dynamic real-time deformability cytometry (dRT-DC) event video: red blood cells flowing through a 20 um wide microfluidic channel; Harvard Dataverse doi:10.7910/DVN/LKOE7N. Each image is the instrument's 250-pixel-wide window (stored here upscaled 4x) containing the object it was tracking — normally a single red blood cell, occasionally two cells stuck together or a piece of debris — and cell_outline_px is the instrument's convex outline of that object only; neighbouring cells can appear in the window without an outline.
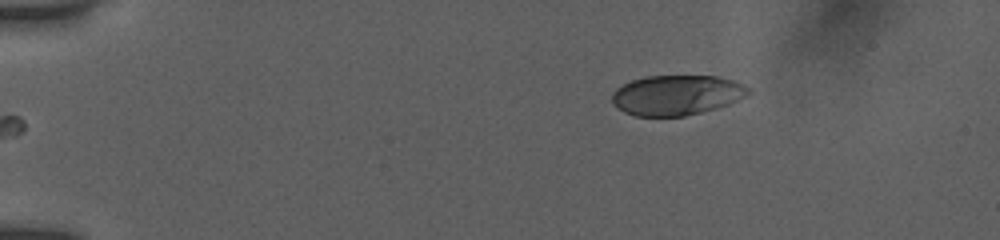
{"species": "human", "species_latin": "Homo sapiens", "temperature_condition": "room temperature", "stored_images_in_passage": 45, "camera_frame_rate_fps": 3000, "um_per_image_px": 0.085, "donor": {"sex": "female"}, "frame": {"image": 1, "passage_image": 1, "time_ms": 0.0, "image_size_px": [1000, 240], "cell_outline_px": [[752, 92], [748, 96], [728, 104], [716, 108], [684, 116], [636, 116], [624, 112], [612, 100], [612, 92], [616, 88], [632, 80], [644, 76], [716, 76], [732, 80], [748, 88]], "centroid_in_image_um": [57.52, 8.08], "position_along_channel_um": 27.5, "area_um2": 31.62}}
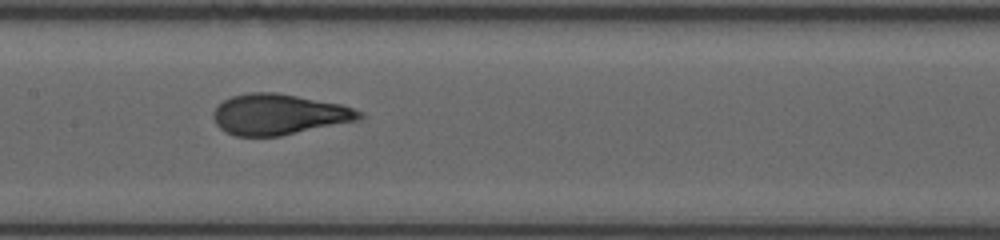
{"frame": {"image": 2, "passage_image": 20, "time_ms": 6.333, "image_size_px": [1000, 240], "cell_outline_px": [[364, 116], [360, 120], [280, 136], [236, 136], [220, 128], [216, 124], [216, 108], [224, 100], [232, 96], [248, 92], [276, 92], [340, 104], [364, 112]], "centroid_in_image_um": [23.76, 9.72], "position_along_channel_um": 183.6, "area_um2": 34.33}}
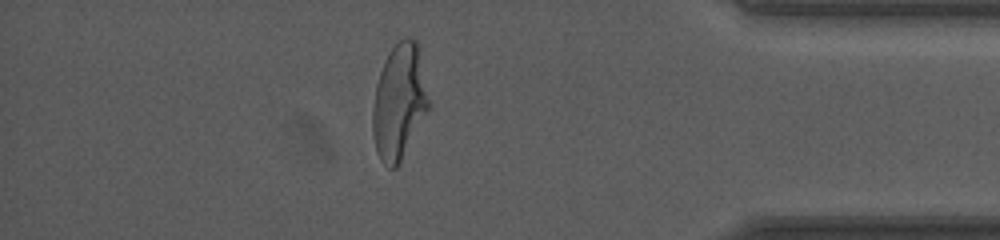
{"frame": {"image": 3, "passage_image": 39, "time_ms": 12.667, "image_size_px": [1000, 240], "cell_outline_px": [[432, 104], [396, 168], [388, 168], [380, 160], [376, 152], [372, 132], [372, 108], [376, 84], [380, 72], [388, 52], [400, 40], [408, 36], [416, 40]], "centroid_in_image_um": [33.93, 8.66], "position_along_channel_um": 401.3, "area_um2": 37.86}, "authors_computed_cell_mechanics": {"area_um2": 34.6222, "velocity_mm_per_s": 3.8663, "shape_relaxation_time_tau1_ms": 6.5629, "shape_relaxation_time_tau2_ms": null, "deformation_change_tau1": 0.2378, "deformation_change_tau2": null}}